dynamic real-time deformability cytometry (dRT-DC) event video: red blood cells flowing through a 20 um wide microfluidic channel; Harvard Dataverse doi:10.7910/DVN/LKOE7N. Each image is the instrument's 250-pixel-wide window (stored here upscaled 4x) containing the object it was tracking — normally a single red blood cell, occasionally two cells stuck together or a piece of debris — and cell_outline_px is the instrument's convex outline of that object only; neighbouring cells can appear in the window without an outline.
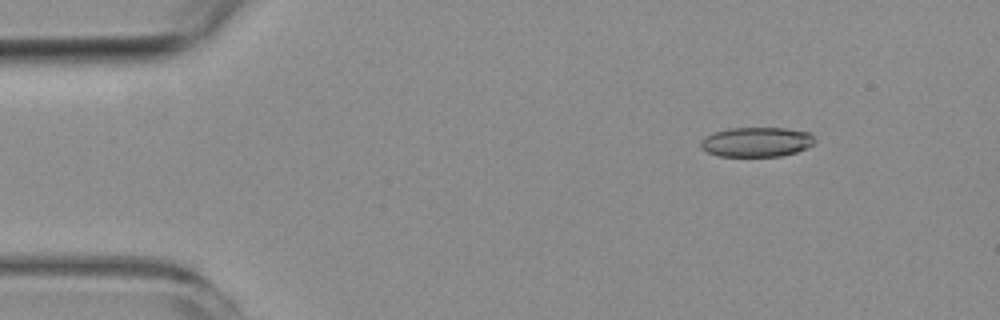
{"species": "common noctule bat (a hibernating species)", "species_latin": "Nyctalus noctula", "temperature_condition": "room temperature", "stored_images_in_passage": 5, "camera_frame_rate_fps": 3000, "um_per_image_px": 0.085, "animal": {"sex": "female", "body_mass_g": 19.3, "forearm_length_mm": 54.1}, "frame": {"image": 1, "passage_image": 2, "time_ms": 2.0, "image_size_px": [1000, 320], "cell_outline_px": [[816, 140], [812, 144], [796, 152], [780, 156], [720, 156], [708, 152], [700, 148], [700, 140], [712, 132], [728, 128], [784, 128], [808, 132]], "centroid_in_image_um": [64.25, 12.06], "position_along_channel_um": 20.7, "area_um2": 19.65}}